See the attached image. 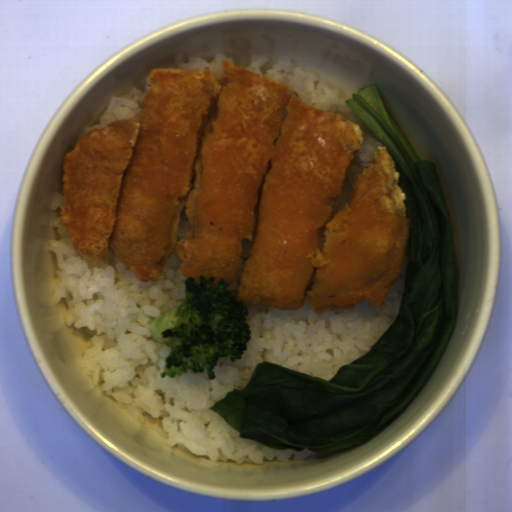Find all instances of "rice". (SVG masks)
Here are the masks:
<instances>
[{"mask_svg":"<svg viewBox=\"0 0 512 512\" xmlns=\"http://www.w3.org/2000/svg\"><path fill=\"white\" fill-rule=\"evenodd\" d=\"M269 59V56L261 53L251 56L250 64L246 69L289 85L292 98L299 97L303 102L316 109L338 115L340 113L350 114L354 111L347 106L345 102L347 99L340 97L341 89L338 87L331 89L320 74L296 66L289 57L272 64L271 68L266 69L264 73L261 66L268 63Z\"/></svg>","mask_w":512,"mask_h":512,"instance_id":"2","label":"rice"},{"mask_svg":"<svg viewBox=\"0 0 512 512\" xmlns=\"http://www.w3.org/2000/svg\"><path fill=\"white\" fill-rule=\"evenodd\" d=\"M62 181L40 190L26 250L56 254L55 275L34 286L38 303L61 309L42 319L49 333L64 326L92 335L77 364L85 376L106 396H112L131 418L174 447L199 458L218 462L262 465L320 459L326 453L308 448L274 450L252 439L240 438L223 417L210 408L228 391L247 387L252 370L268 361L326 381L339 369L369 351L396 321L402 307L409 265V251L387 293L384 307L368 300L354 310L316 314L307 303L299 310L249 306L245 321L251 338L242 359L219 358L212 369L215 379L190 369L181 376L161 378L171 345L159 343L151 324L184 302L186 277L179 273L182 262L175 247L157 282L140 281L109 248V265L88 263L72 246L60 225L65 195Z\"/></svg>","mask_w":512,"mask_h":512,"instance_id":"1","label":"rice"},{"mask_svg":"<svg viewBox=\"0 0 512 512\" xmlns=\"http://www.w3.org/2000/svg\"><path fill=\"white\" fill-rule=\"evenodd\" d=\"M149 76L145 75L131 91L125 95H112L108 101L107 108L98 119V124L85 127L87 133L90 129L100 128L109 122L118 119L137 118L142 107Z\"/></svg>","mask_w":512,"mask_h":512,"instance_id":"3","label":"rice"},{"mask_svg":"<svg viewBox=\"0 0 512 512\" xmlns=\"http://www.w3.org/2000/svg\"><path fill=\"white\" fill-rule=\"evenodd\" d=\"M242 243V253L240 256V263L238 267L235 270V281L232 284H229V287H227V291H230L232 296L237 297L239 287H240V275L242 273L243 267L247 259L250 257V250L252 246V241L248 239L241 240Z\"/></svg>","mask_w":512,"mask_h":512,"instance_id":"6","label":"rice"},{"mask_svg":"<svg viewBox=\"0 0 512 512\" xmlns=\"http://www.w3.org/2000/svg\"><path fill=\"white\" fill-rule=\"evenodd\" d=\"M222 61H228L236 65L233 58H228L226 54H222L217 52L213 59L210 61L206 60L202 56L193 55L187 58L183 53L177 51L174 55V64L175 68H180L184 70H199L205 67L211 68V73L216 76L217 82L221 85V79L223 74Z\"/></svg>","mask_w":512,"mask_h":512,"instance_id":"5","label":"rice"},{"mask_svg":"<svg viewBox=\"0 0 512 512\" xmlns=\"http://www.w3.org/2000/svg\"><path fill=\"white\" fill-rule=\"evenodd\" d=\"M384 144L379 138L371 135L363 136L361 147L354 152L349 169L343 179L340 195L334 199V213L342 210L347 201L359 174L370 163L373 153Z\"/></svg>","mask_w":512,"mask_h":512,"instance_id":"4","label":"rice"}]
</instances>
